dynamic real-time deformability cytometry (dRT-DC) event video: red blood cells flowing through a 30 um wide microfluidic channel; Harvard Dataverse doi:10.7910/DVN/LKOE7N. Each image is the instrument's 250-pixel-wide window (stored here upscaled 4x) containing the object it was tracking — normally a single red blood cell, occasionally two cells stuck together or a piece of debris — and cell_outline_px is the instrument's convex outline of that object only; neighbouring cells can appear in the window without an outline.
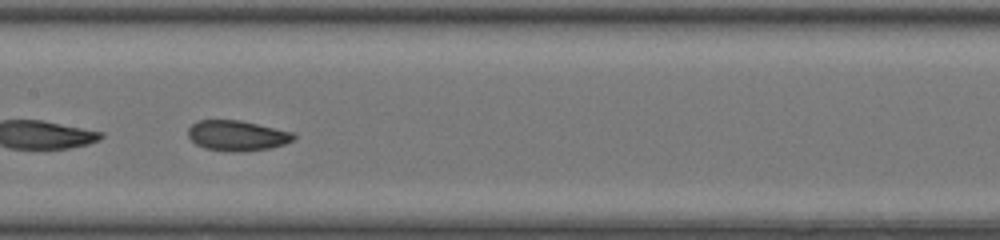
{"species": "common noctule bat (a hibernating species)", "species_latin": "Nyctalus noctula", "temperature_condition": "room temperature", "stored_images_in_passage": 27, "segment_of_instrument_passage": [2, 2], "camera_frame_rate_fps": 3000, "um_per_image_px": 0.085, "animal": {"sex": "female", "body_mass_g": 20.0, "forearm_length_mm": 54.0}, "frame": {"image": 1, "passage_image": 24, "time_ms": 7.667, "image_size_px": [1000, 240], "cell_outline_px": [[296, 136], [292, 140], [284, 144], [272, 148], [236, 152], [204, 148], [196, 144], [188, 136], [188, 128], [196, 120], [240, 120], [292, 132]], "centroid_in_image_um": [20.13, 11.52], "position_along_channel_um": 187.3, "area_um2": 18.55}}